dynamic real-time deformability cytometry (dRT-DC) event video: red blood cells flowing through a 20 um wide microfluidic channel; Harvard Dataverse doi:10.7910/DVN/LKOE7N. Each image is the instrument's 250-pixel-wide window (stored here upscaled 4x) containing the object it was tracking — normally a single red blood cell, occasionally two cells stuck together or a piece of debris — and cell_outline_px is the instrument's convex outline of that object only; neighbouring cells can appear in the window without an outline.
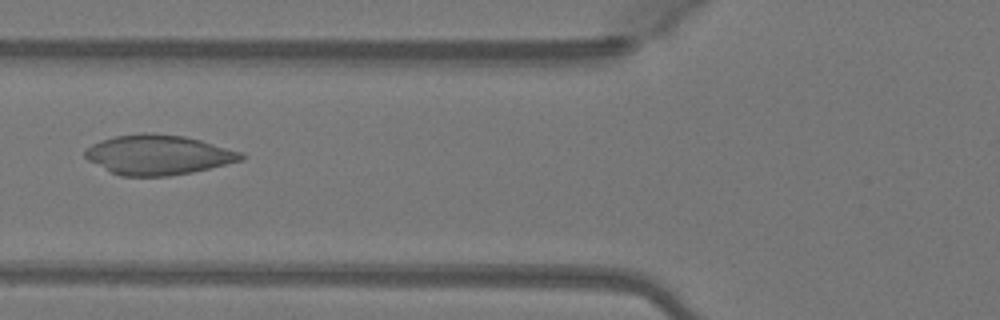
{"species": "Egyptian fruit bat (a non-hibernating species)", "species_latin": "Rousettus aegyptiacus", "temperature_condition": "warm", "stored_images_in_passage": 49, "camera_frame_rate_fps": 3000, "um_per_image_px": 0.085, "animal": {"sex": "female"}, "frame": {"image": 1, "passage_image": 19, "time_ms": 6.0, "image_size_px": [1000, 320], "cell_outline_px": [[248, 156], [244, 160], [192, 172], [168, 176], [120, 176], [88, 160], [84, 156], [84, 148], [100, 140], [116, 136], [140, 132], [152, 132], [184, 136], [200, 140], [244, 152]], "centroid_in_image_um": [13.47, 13.14], "position_along_channel_um": 112.3, "area_um2": 36.47}}
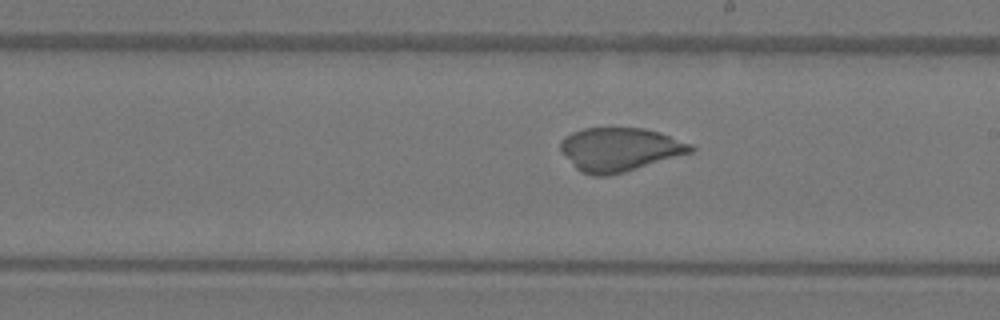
{"frame": {"image": 2, "passage_image": 28, "time_ms": 9.0, "image_size_px": [1000, 320], "cell_outline_px": [[696, 148], [692, 152], [624, 172], [608, 176], [592, 176], [580, 172], [576, 168], [560, 148], [560, 140], [564, 136], [572, 132], [584, 128], [644, 128], [660, 132], [692, 144]], "centroid_in_image_um": [52.67, 12.7], "position_along_channel_um": 236.3, "area_um2": 33.0}}
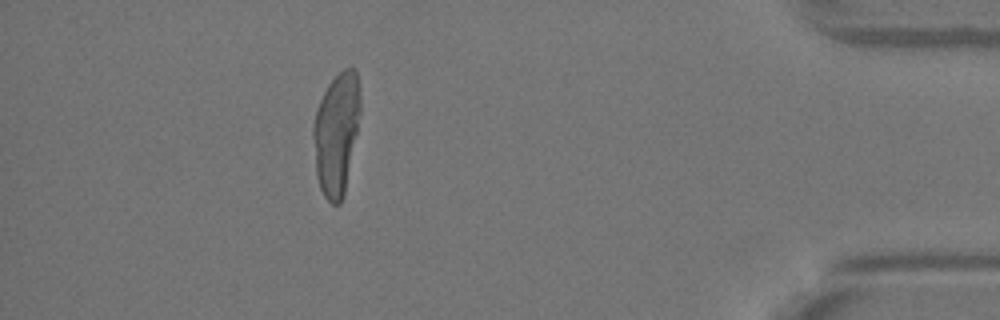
{"frame": {"image": 3, "passage_image": 44, "time_ms": 14.333, "image_size_px": [1000, 320], "cell_outline_px": [[360, 112], [344, 196], [340, 204], [332, 204], [324, 196], [320, 188], [316, 176], [312, 136], [312, 128], [316, 108], [328, 84], [344, 68], [356, 68], [360, 88]], "centroid_in_image_um": [28.58, 11.34], "position_along_channel_um": 406.6, "area_um2": 33.58}}